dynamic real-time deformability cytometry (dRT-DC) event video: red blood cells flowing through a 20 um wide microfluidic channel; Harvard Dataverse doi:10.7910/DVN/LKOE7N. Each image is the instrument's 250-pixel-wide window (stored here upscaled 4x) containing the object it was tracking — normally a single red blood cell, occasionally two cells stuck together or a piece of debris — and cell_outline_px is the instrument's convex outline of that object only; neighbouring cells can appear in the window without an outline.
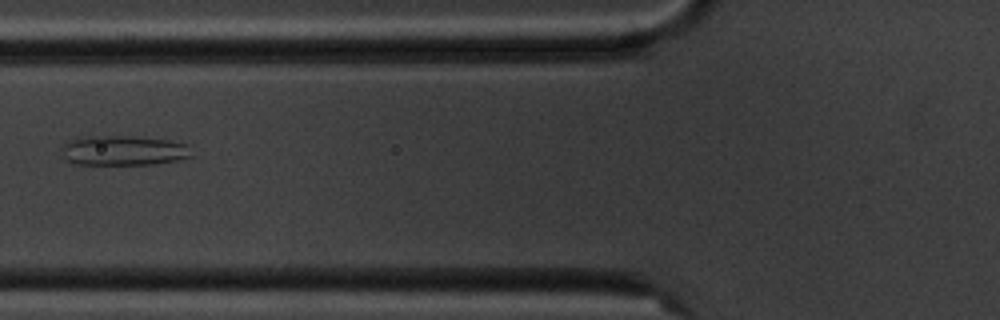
{"species": "common noctule bat (a hibernating species)", "species_latin": "Nyctalus noctula", "temperature_condition": "cold", "stored_images_in_passage": 7, "camera_frame_rate_fps": 3000, "um_per_image_px": 0.085, "animal": {"sex": "male", "body_mass_g": 20.1, "forearm_length_mm": 53.5}, "frame": {"image": 1, "passage_image": 6, "time_ms": 6.0, "image_size_px": [1000, 320], "cell_outline_px": [[192, 156], [176, 160], [152, 164], [76, 164], [68, 160], [64, 156], [60, 148], [64, 144], [72, 140], [92, 136], [136, 136], [168, 140], [188, 144]], "centroid_in_image_um": [10.52, 12.79], "position_along_channel_um": 115.3, "area_um2": 22.37}}